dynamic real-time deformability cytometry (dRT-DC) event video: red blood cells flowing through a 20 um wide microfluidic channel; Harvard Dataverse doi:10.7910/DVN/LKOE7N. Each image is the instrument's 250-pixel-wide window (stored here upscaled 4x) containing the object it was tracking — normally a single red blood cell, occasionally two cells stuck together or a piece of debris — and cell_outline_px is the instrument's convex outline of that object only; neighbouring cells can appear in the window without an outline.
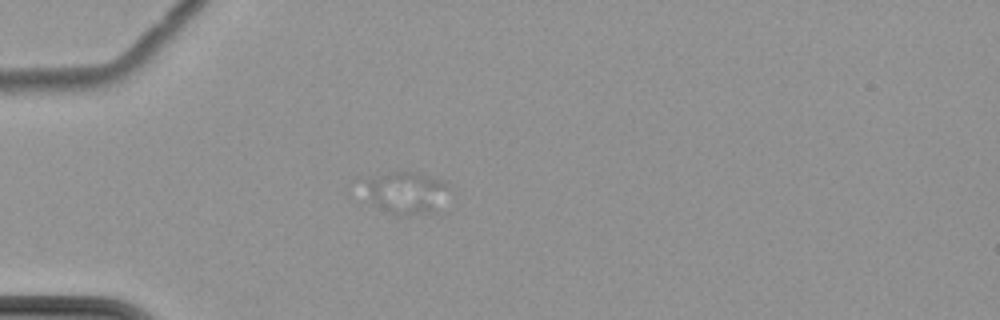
{"species": "common noctule bat (a hibernating species)", "species_latin": "Nyctalus noctula", "temperature_condition": "cold", "stored_images_in_passage": 8, "camera_frame_rate_fps": 3000, "um_per_image_px": 0.085, "animal": {"sex": "female", "body_mass_g": 22.7, "forearm_length_mm": 54.2}, "frame": {"image": 1, "passage_image": 6, "time_ms": 6.0, "image_size_px": [1000, 320], "cell_outline_px": [[448, 184], [440, 216], [408, 216], [392, 212], [368, 200], [368, 180], [392, 172], [416, 172], [444, 180]], "centroid_in_image_um": [34.72, 16.45], "position_along_channel_um": 50.3, "area_um2": 20.75}}
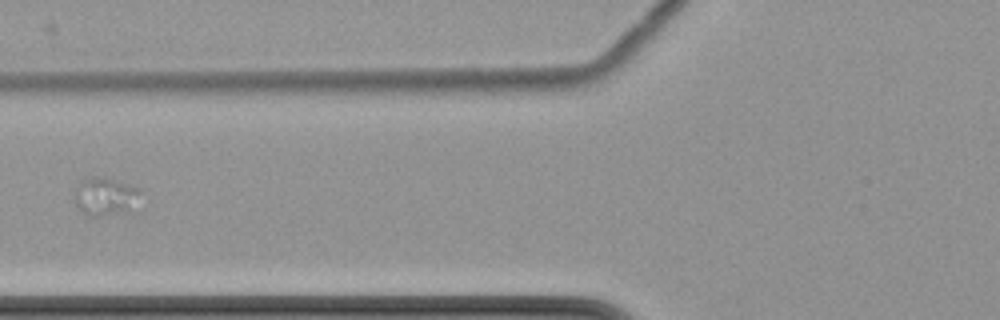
{"frame": {"image": 2, "passage_image": 8, "time_ms": 8.667, "image_size_px": [1000, 320], "cell_outline_px": [[140, 192], [132, 212], [104, 216], [88, 216], [76, 204], [76, 192], [80, 184], [88, 176], [100, 176], [132, 184], [140, 188]], "centroid_in_image_um": [9.02, 16.71], "position_along_channel_um": 116.8, "area_um2": 14.68}}